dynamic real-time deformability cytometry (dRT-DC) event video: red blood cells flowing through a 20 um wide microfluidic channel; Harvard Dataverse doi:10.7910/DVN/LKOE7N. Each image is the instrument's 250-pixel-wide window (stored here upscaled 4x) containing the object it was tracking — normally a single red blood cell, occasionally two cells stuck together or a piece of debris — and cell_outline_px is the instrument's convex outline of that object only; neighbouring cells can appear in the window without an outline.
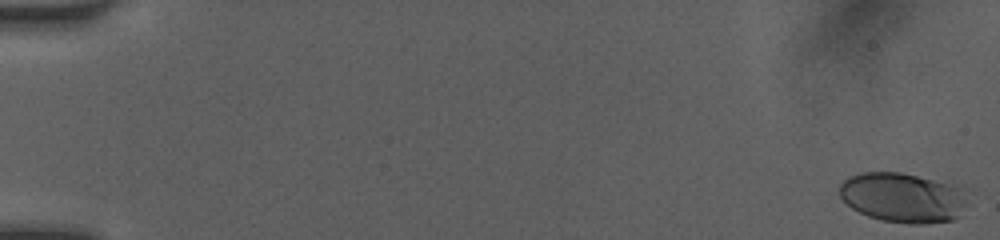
{"species": "human", "species_latin": "Homo sapiens", "temperature_condition": "room temperature", "stored_images_in_passage": 16, "camera_frame_rate_fps": 3000, "um_per_image_px": 0.085, "donor": {"sex": "female"}, "frame": {"image": 1, "passage_image": 1, "time_ms": 0.0, "image_size_px": [1000, 240], "cell_outline_px": [[980, 192], [960, 216], [952, 220], [924, 224], [908, 224], [880, 220], [868, 216], [852, 208], [840, 196], [840, 184], [848, 176], [860, 172], [900, 172], [964, 184]], "centroid_in_image_um": [77.02, 16.77], "position_along_channel_um": 8.0, "area_um2": 39.48}}